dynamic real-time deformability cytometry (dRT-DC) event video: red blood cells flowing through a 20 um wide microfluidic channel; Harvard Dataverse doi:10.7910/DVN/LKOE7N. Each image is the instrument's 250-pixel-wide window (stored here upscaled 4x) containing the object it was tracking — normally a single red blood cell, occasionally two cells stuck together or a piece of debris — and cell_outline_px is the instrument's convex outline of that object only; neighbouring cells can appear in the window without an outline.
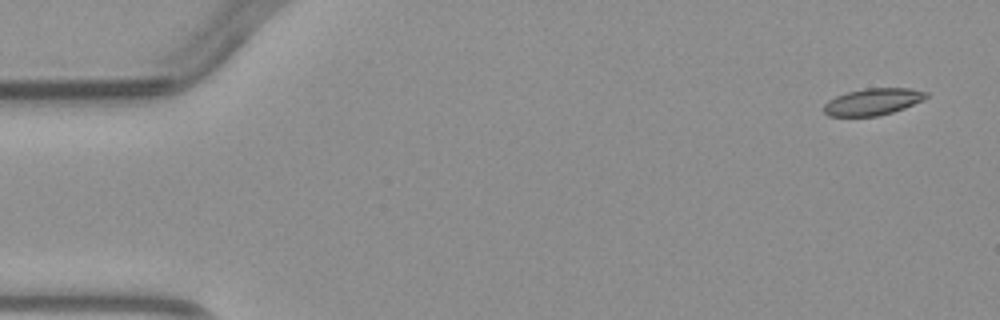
{"species": "common noctule bat (a hibernating species)", "species_latin": "Nyctalus noctula", "temperature_condition": "warm", "stored_images_in_passage": 4, "camera_frame_rate_fps": 3000, "um_per_image_px": 0.085, "animal": {"sex": "male", "body_mass_g": 23.1, "forearm_length_mm": 52.7}, "frame": {"image": 1, "passage_image": 1, "time_ms": 0.0, "image_size_px": [1000, 320], "cell_outline_px": [[928, 96], [924, 100], [904, 108], [892, 112], [876, 116], [828, 116], [824, 112], [824, 104], [828, 100], [836, 96], [848, 92], [864, 88], [908, 88], [928, 92]], "centroid_in_image_um": [74.2, 8.64], "position_along_channel_um": 10.8, "area_um2": 15.95}}
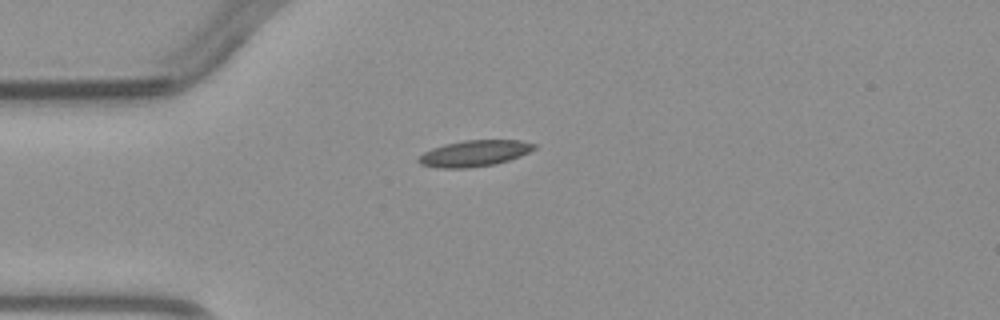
{"frame": {"image": 2, "passage_image": 4, "time_ms": 3.333, "image_size_px": [1000, 320], "cell_outline_px": [[536, 148], [520, 156], [496, 164], [468, 168], [436, 168], [420, 164], [416, 160], [424, 152], [432, 148], [444, 144], [464, 140], [520, 140], [536, 144]], "centroid_in_image_um": [40.3, 13.04], "position_along_channel_um": 44.7, "area_um2": 17.69}}